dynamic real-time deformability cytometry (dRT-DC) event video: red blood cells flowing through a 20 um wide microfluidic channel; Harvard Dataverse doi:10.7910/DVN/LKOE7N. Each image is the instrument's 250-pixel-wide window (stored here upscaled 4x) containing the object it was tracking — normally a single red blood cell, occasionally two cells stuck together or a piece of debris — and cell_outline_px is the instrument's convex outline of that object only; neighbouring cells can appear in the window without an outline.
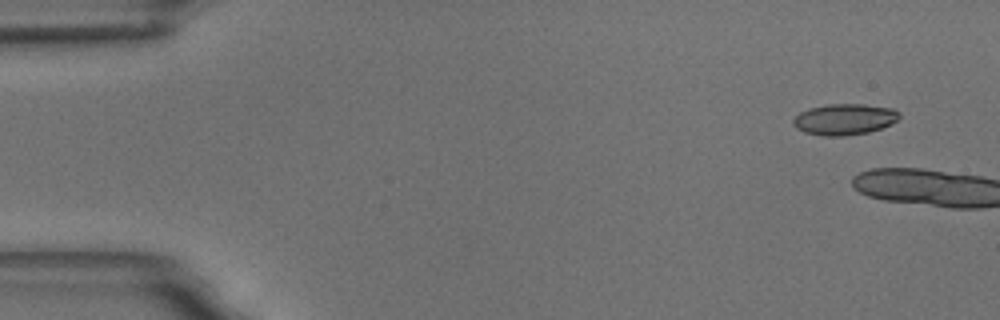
{"species": "common noctule bat (a hibernating species)", "species_latin": "Nyctalus noctula", "temperature_condition": "room temperature", "stored_images_in_passage": 2, "camera_frame_rate_fps": 3000, "um_per_image_px": 0.085, "animal": {"sex": "male", "body_mass_g": 18.8}, "frame": {"image": 1, "passage_image": 1, "time_ms": 0.0, "image_size_px": [1000, 320], "cell_outline_px": [[900, 116], [892, 124], [868, 132], [844, 136], [820, 136], [804, 132], [796, 128], [792, 124], [792, 120], [800, 112], [808, 108], [828, 104], [864, 104], [892, 108], [900, 112]], "centroid_in_image_um": [71.76, 10.14], "position_along_channel_um": 13.2, "area_um2": 19.36}}